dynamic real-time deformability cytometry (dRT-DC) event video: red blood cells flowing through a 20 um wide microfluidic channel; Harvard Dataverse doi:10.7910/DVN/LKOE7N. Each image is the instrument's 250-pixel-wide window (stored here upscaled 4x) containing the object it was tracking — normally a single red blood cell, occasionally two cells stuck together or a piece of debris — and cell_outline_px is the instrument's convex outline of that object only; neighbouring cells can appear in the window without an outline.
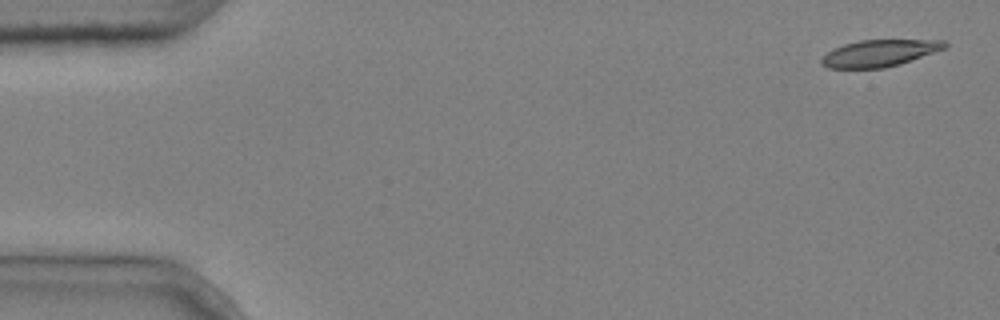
{"species": "common noctule bat (a hibernating species)", "species_latin": "Nyctalus noctula", "temperature_condition": "cold", "stored_images_in_passage": 7, "camera_frame_rate_fps": 3000, "um_per_image_px": 0.085, "animal": {"sex": "male", "body_mass_g": 20.4}, "frame": {"image": 1, "passage_image": 1, "time_ms": 0.0, "image_size_px": [1000, 320], "cell_outline_px": [[948, 48], [900, 64], [884, 68], [828, 68], [820, 64], [820, 60], [832, 48], [844, 44], [860, 40], [944, 40], [948, 44]], "centroid_in_image_um": [74.77, 4.52], "position_along_channel_um": 10.2, "area_um2": 19.36}}
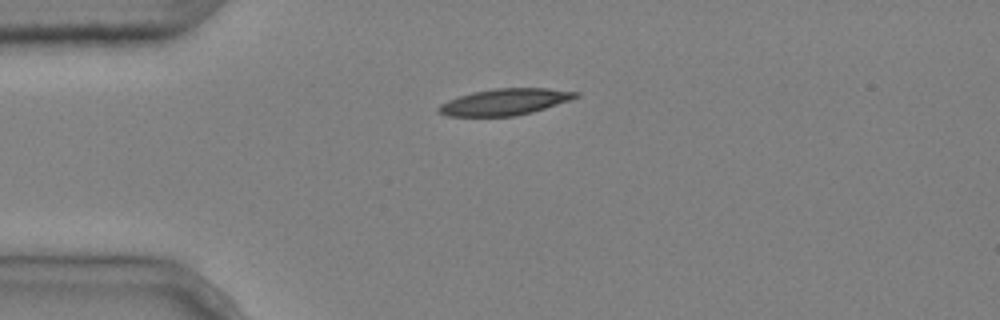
{"frame": {"image": 2, "passage_image": 4, "time_ms": 1.0, "image_size_px": [1000, 320], "cell_outline_px": [[580, 96], [532, 112], [516, 116], [444, 116], [436, 112], [436, 108], [440, 104], [448, 100], [472, 92], [496, 88], [548, 88], [580, 92]], "centroid_in_image_um": [42.86, 8.66], "position_along_channel_um": 42.1, "area_um2": 21.1}}